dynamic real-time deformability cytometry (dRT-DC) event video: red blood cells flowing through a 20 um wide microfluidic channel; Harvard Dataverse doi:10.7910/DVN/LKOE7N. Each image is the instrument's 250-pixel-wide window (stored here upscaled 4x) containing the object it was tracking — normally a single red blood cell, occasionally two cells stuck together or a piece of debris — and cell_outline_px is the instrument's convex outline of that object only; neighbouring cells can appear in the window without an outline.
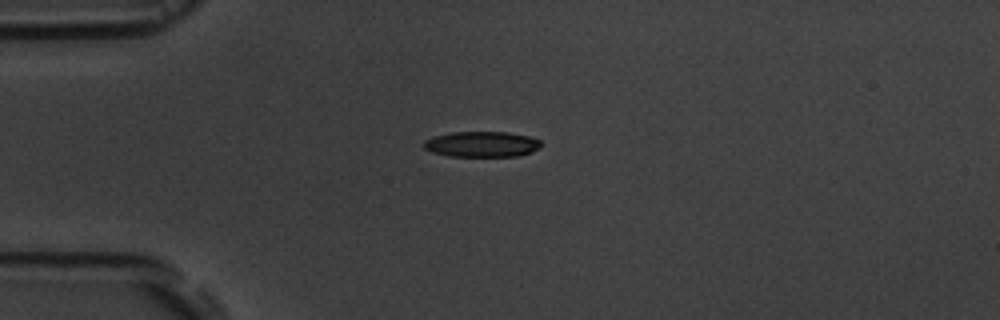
{"species": "common noctule bat (a hibernating species)", "species_latin": "Nyctalus noctula", "temperature_condition": "room temperature", "stored_images_in_passage": 7, "camera_frame_rate_fps": 3000, "um_per_image_px": 0.085, "animal": {"sex": "male", "body_mass_g": 19.5, "forearm_length_mm": 54.6}, "frame": {"image": 1, "passage_image": 1, "time_ms": 0.0, "image_size_px": [1000, 320], "cell_outline_px": [[544, 144], [540, 148], [532, 152], [516, 156], [448, 156], [432, 152], [424, 148], [424, 140], [432, 136], [452, 132], [508, 132], [528, 136], [540, 140]], "centroid_in_image_um": [40.97, 12.25], "position_along_channel_um": 44.0, "area_um2": 17.63}}
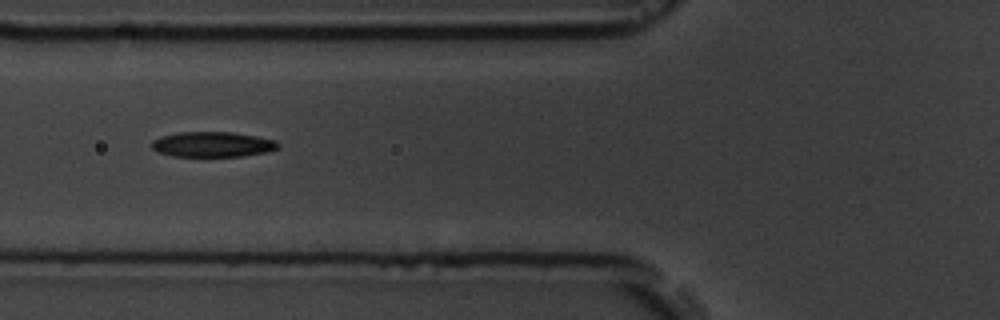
{"frame": {"image": 2, "passage_image": 3, "time_ms": 2.333, "image_size_px": [1000, 320], "cell_outline_px": [[280, 144], [276, 148], [268, 152], [244, 156], [172, 156], [156, 152], [152, 148], [152, 140], [160, 136], [180, 132], [232, 132], [256, 136], [276, 140]], "centroid_in_image_um": [18.05, 12.27], "position_along_channel_um": 107.7, "area_um2": 18.67}}
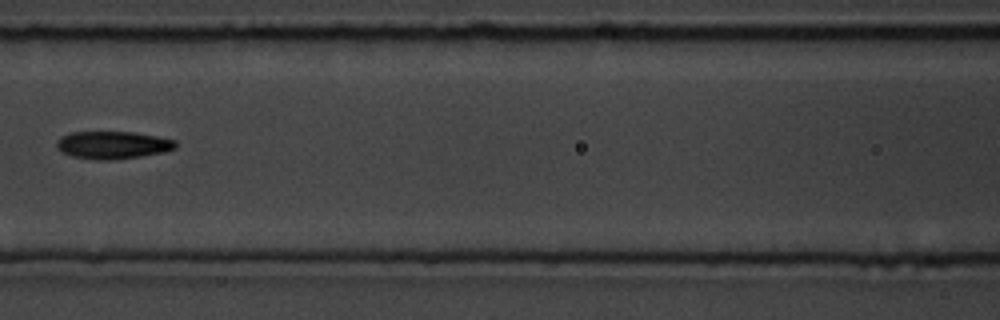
{"frame": {"image": 3, "passage_image": 4, "time_ms": 3.667, "image_size_px": [1000, 320], "cell_outline_px": [[176, 148], [164, 152], [140, 156], [112, 160], [96, 160], [72, 156], [56, 148], [56, 144], [60, 136], [72, 132], [136, 132], [176, 140]], "centroid_in_image_um": [9.59, 12.32], "position_along_channel_um": 157.0, "area_um2": 19.13}}